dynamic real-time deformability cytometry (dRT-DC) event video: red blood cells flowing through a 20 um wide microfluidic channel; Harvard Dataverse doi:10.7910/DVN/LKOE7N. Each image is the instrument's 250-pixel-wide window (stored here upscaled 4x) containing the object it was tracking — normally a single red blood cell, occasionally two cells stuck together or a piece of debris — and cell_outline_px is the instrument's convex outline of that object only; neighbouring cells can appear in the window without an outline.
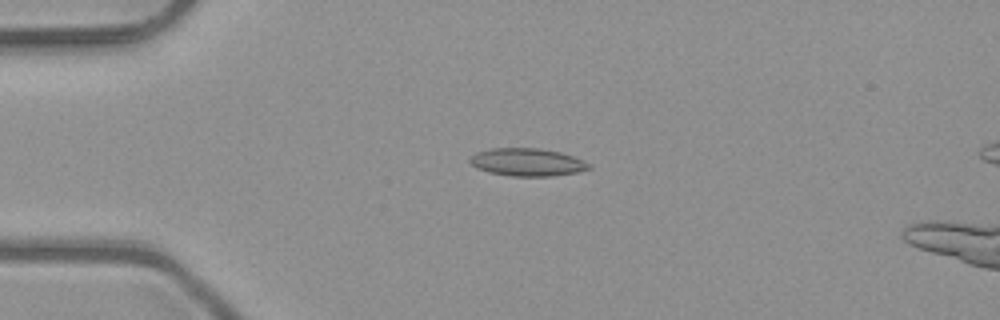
{"species": "common noctule bat (a hibernating species)", "species_latin": "Nyctalus noctula", "temperature_condition": "room temperature", "stored_images_in_passage": 6, "camera_frame_rate_fps": 3000, "um_per_image_px": 0.085, "animal": {"sex": "male", "body_mass_g": 23.1, "forearm_length_mm": 52.7}, "frame": {"image": 1, "passage_image": 4, "time_ms": 1.0, "image_size_px": [1000, 320], "cell_outline_px": [[592, 168], [576, 172], [552, 176], [512, 176], [488, 172], [476, 168], [468, 160], [476, 152], [492, 148], [540, 148], [560, 152], [584, 160], [592, 164]], "centroid_in_image_um": [44.83, 13.78], "position_along_channel_um": 40.2, "area_um2": 19.31}}
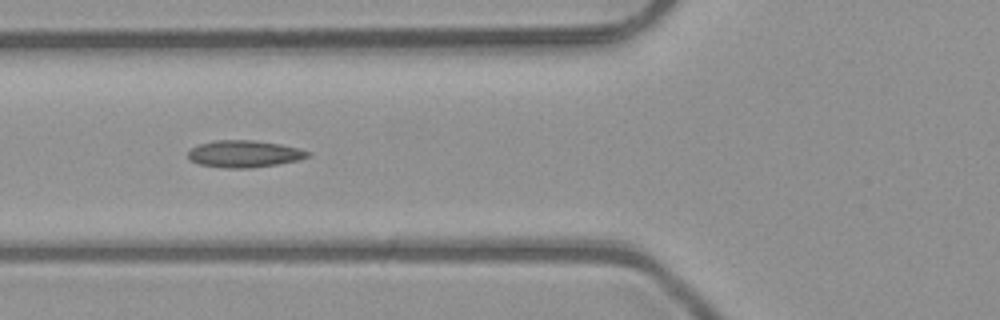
{"frame": {"image": 2, "passage_image": 6, "time_ms": 1.667, "image_size_px": [1000, 320], "cell_outline_px": [[312, 156], [296, 160], [276, 164], [252, 168], [224, 168], [200, 164], [188, 160], [188, 152], [192, 148], [200, 144], [216, 140], [252, 140], [280, 144], [312, 152]], "centroid_in_image_um": [20.75, 13.08], "position_along_channel_um": 105.0, "area_um2": 18.73}}